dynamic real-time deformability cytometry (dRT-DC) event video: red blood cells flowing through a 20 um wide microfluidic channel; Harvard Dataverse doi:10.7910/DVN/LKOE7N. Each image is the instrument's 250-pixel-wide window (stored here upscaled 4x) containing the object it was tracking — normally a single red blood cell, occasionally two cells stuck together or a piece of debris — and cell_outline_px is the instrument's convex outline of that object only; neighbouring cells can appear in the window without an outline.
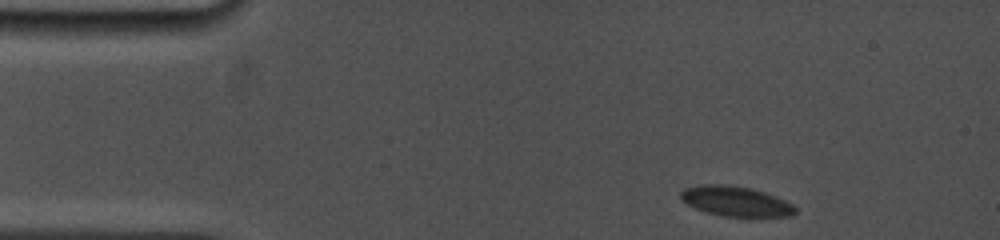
{"species": "common noctule bat (a hibernating species)", "species_latin": "Nyctalus noctula", "temperature_condition": "cold", "stored_images_in_passage": 41, "camera_frame_rate_fps": 5000, "um_per_image_px": 0.085, "animal": {"sex": "female", "body_mass_g": 19.0, "forearm_length_mm": 53.3}, "frame": {"image": 1, "passage_image": 1, "time_ms": 0.0, "image_size_px": [1000, 240], "cell_outline_px": [[796, 212], [792, 216], [724, 216], [708, 212], [696, 208], [688, 204], [680, 196], [680, 192], [684, 188], [700, 184], [724, 184], [752, 188], [776, 196], [792, 204], [796, 208]], "centroid_in_image_um": [62.54, 17.09], "position_along_channel_um": 22.5, "area_um2": 19.83}}
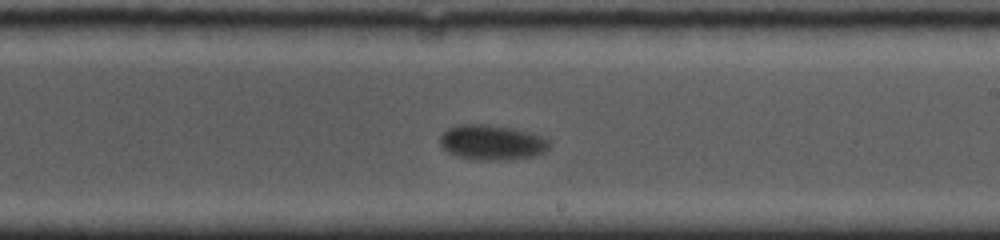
{"frame": {"image": 2, "passage_image": 18, "time_ms": 8.2, "image_size_px": [1000, 240], "cell_outline_px": [[552, 144], [544, 152], [532, 156], [512, 160], [472, 160], [456, 156], [448, 152], [440, 144], [440, 136], [448, 128], [456, 124], [484, 124], [512, 128], [532, 132], [548, 140]], "centroid_in_image_um": [41.81, 12.11], "position_along_channel_um": 247.2, "area_um2": 22.6}}
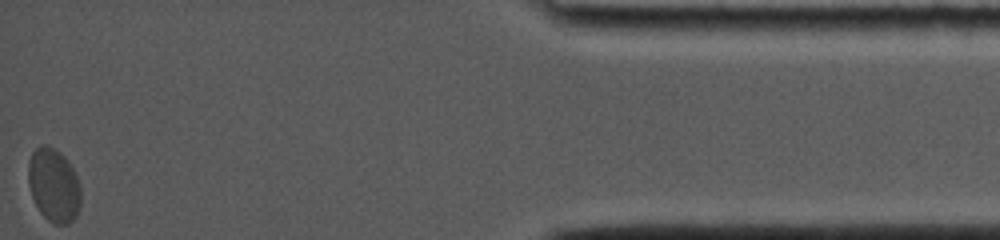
{"frame": {"image": 3, "passage_image": 41, "time_ms": 15.0, "image_size_px": [1000, 240], "cell_outline_px": [[80, 208], [76, 216], [68, 224], [56, 224], [48, 220], [40, 212], [32, 196], [28, 184], [28, 160], [32, 152], [40, 144], [44, 144], [56, 148], [68, 160], [80, 184]], "centroid_in_image_um": [4.56, 15.72], "position_along_channel_um": 430.6, "area_um2": 22.72}, "authors_computed_cell_mechanics": {"area_um2": 21.6172, "velocity_mm_per_s": 3.6235, "shape_relaxation_time_tau1_ms": 3.9357, "shape_relaxation_time_tau2_ms": null, "deformation_change_tau1": 0.0814, "deformation_change_tau2": null}}